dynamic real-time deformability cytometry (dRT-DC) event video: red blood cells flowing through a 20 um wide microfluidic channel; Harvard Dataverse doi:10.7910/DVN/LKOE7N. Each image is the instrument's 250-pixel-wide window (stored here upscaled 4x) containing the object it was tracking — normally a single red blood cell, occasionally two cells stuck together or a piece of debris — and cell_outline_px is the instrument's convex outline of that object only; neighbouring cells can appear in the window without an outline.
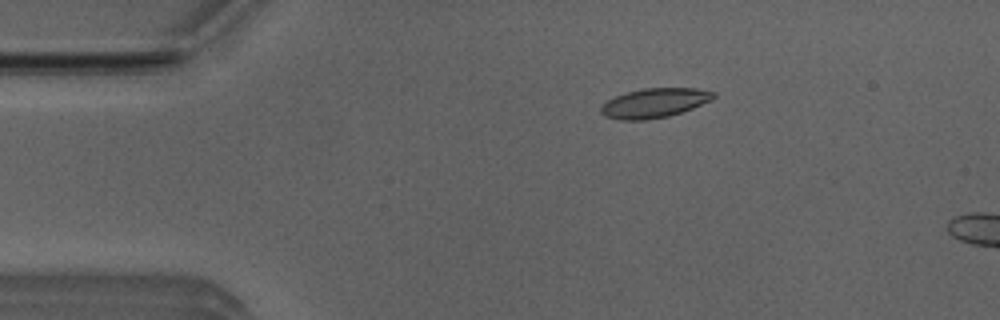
{"species": "Egyptian fruit bat (a non-hibernating species)", "species_latin": "Rousettus aegyptiacus", "temperature_condition": "room temperature", "stored_images_in_passage": 3, "camera_frame_rate_fps": 3000, "um_per_image_px": 0.085, "animal": {"sex": "male"}, "frame": {"image": 1, "passage_image": 1, "time_ms": 0.0, "image_size_px": [1000, 320], "cell_outline_px": [[716, 96], [712, 100], [692, 108], [668, 116], [648, 120], [620, 120], [604, 116], [600, 112], [600, 108], [608, 100], [616, 96], [628, 92], [644, 88], [696, 88], [716, 92]], "centroid_in_image_um": [55.64, 8.75], "position_along_channel_um": 29.4, "area_um2": 19.25}}